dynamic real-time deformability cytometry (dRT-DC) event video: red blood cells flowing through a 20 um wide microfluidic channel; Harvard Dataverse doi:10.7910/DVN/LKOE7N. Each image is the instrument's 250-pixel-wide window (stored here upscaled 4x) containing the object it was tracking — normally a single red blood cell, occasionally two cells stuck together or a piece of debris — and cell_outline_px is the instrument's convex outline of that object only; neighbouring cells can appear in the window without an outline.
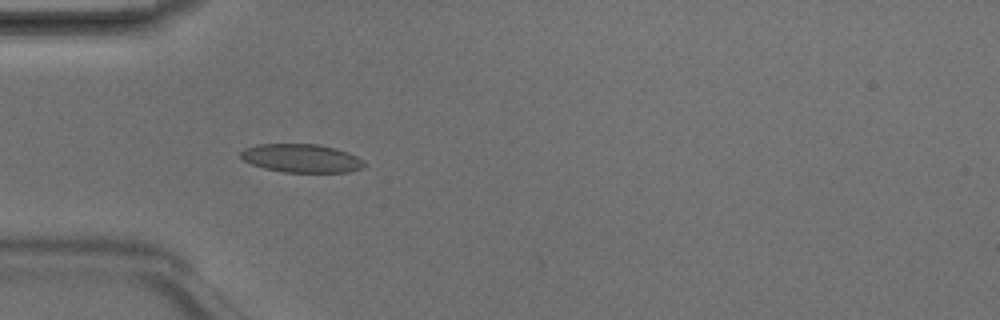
{"species": "Egyptian fruit bat (a non-hibernating species)", "species_latin": "Rousettus aegyptiacus", "temperature_condition": "room temperature", "stored_images_in_passage": 4, "camera_frame_rate_fps": 3000, "um_per_image_px": 0.085, "animal": {"sex": "male"}, "frame": {"image": 1, "passage_image": 4, "time_ms": 1.0, "image_size_px": [1000, 320], "cell_outline_px": [[364, 168], [348, 172], [284, 172], [264, 168], [252, 164], [244, 160], [240, 156], [240, 152], [244, 148], [256, 144], [316, 144], [336, 148], [348, 152], [364, 160]], "centroid_in_image_um": [25.63, 13.45], "position_along_channel_um": 59.4, "area_um2": 20.52}}